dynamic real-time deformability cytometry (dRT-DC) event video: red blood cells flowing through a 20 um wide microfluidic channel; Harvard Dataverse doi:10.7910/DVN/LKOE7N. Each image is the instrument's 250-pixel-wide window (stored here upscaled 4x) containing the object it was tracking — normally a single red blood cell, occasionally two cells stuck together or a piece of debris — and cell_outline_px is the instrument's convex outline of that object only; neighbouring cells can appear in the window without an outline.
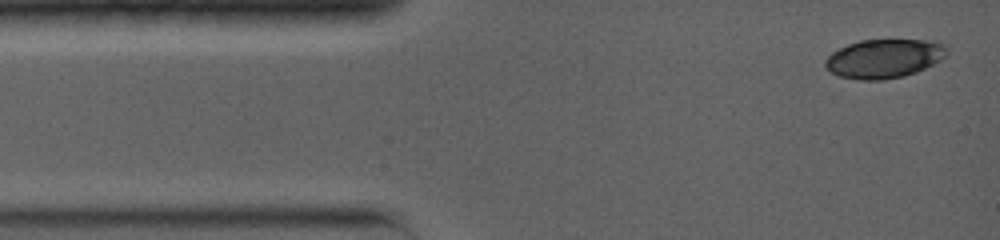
{"species": "common noctule bat (a hibernating species)", "species_latin": "Nyctalus noctula", "temperature_condition": "warm", "stored_images_in_passage": 10, "camera_frame_rate_fps": 5000, "um_per_image_px": 0.085, "animal": {"sex": "female", "body_mass_g": 19.0, "forearm_length_mm": 56.7}, "frame": {"image": 1, "passage_image": 1, "time_ms": 0.0, "image_size_px": [1000, 240], "cell_outline_px": [[948, 56], [916, 72], [904, 76], [880, 80], [860, 80], [840, 76], [832, 72], [824, 64], [824, 60], [832, 52], [848, 44], [860, 40], [940, 40], [948, 44]], "centroid_in_image_um": [75.22, 4.96], "position_along_channel_um": 9.8, "area_um2": 27.8}}
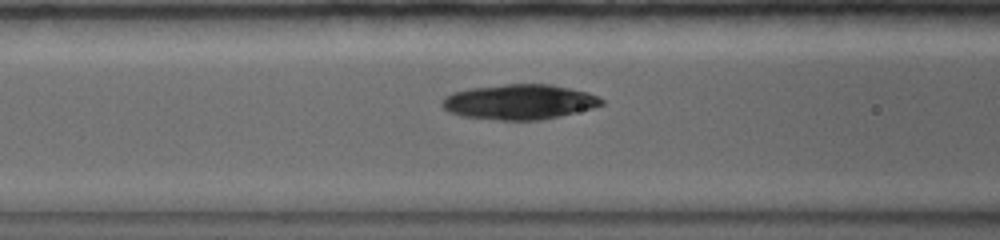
{"frame": {"image": 2, "passage_image": 7, "time_ms": 4.4, "image_size_px": [1000, 240], "cell_outline_px": [[604, 104], [592, 108], [560, 116], [540, 120], [500, 120], [460, 116], [448, 112], [440, 104], [444, 96], [452, 92], [468, 88], [504, 84], [552, 84], [588, 92], [604, 100]], "centroid_in_image_um": [44.1, 8.66], "position_along_channel_um": 122.5, "area_um2": 32.83}}